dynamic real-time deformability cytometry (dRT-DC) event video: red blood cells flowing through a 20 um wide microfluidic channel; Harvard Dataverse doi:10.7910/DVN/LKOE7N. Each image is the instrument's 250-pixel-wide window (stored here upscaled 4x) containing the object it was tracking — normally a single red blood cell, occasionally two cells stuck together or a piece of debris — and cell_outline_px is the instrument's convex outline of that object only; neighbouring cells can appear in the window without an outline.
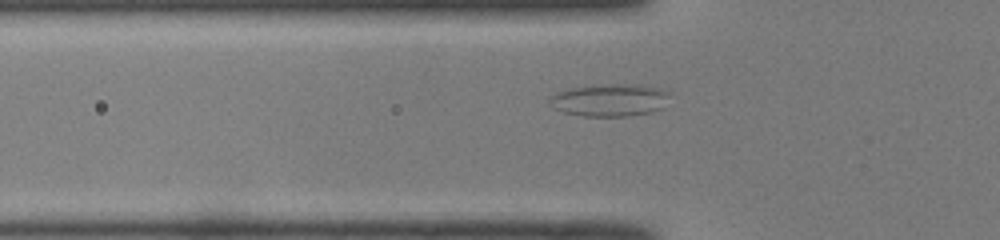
{"species": "common noctule bat (a hibernating species)", "species_latin": "Nyctalus noctula", "temperature_condition": "room temperature", "stored_images_in_passage": 36, "camera_frame_rate_fps": 3000, "um_per_image_px": 0.085, "animal": {"sex": "male", "body_mass_g": 19.0, "forearm_length_mm": 50.8}, "frame": {"image": 1, "passage_image": 6, "time_ms": 1.667, "image_size_px": [1000, 240], "cell_outline_px": [[668, 96], [664, 108], [652, 112], [628, 116], [584, 116], [564, 112], [552, 108], [548, 104], [548, 100], [556, 92], [568, 88], [612, 84], [640, 84], [656, 88], [664, 92]], "centroid_in_image_um": [51.78, 8.52], "position_along_channel_um": 74.0, "area_um2": 22.66}}
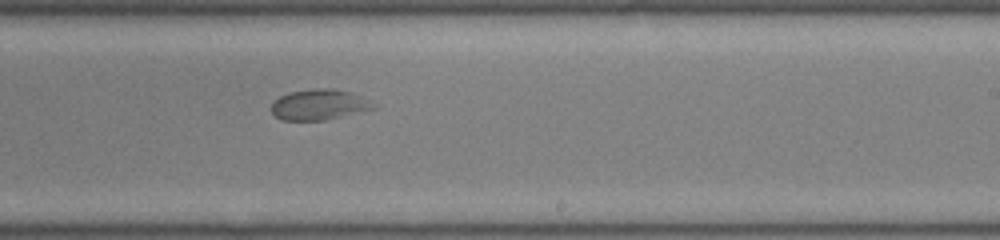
{"frame": {"image": 2, "passage_image": 20, "time_ms": 6.333, "image_size_px": [1000, 240], "cell_outline_px": [[376, 108], [328, 120], [280, 120], [272, 112], [272, 104], [280, 96], [292, 92], [316, 88], [332, 88], [348, 92], [356, 96]], "centroid_in_image_um": [27.04, 8.92], "position_along_channel_um": 262.0, "area_um2": 17.57}}
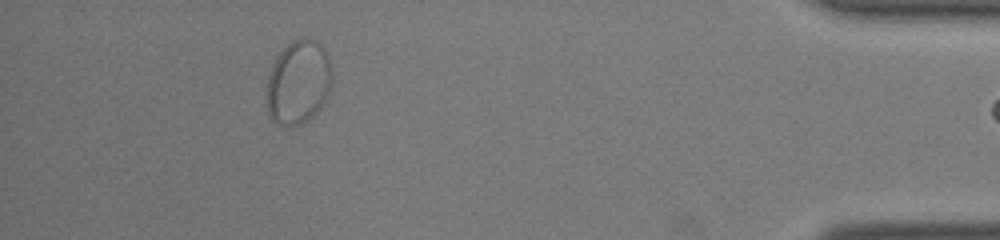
{"frame": {"image": 3, "passage_image": 35, "time_ms": 11.333, "image_size_px": [1000, 240], "cell_outline_px": [[332, 80], [328, 92], [324, 100], [316, 112], [308, 120], [300, 124], [280, 124], [272, 120], [268, 112], [268, 76], [272, 64], [276, 56], [292, 40], [316, 40], [324, 48], [328, 56], [332, 72]], "centroid_in_image_um": [25.37, 6.97], "position_along_channel_um": 409.8, "area_um2": 31.33}}